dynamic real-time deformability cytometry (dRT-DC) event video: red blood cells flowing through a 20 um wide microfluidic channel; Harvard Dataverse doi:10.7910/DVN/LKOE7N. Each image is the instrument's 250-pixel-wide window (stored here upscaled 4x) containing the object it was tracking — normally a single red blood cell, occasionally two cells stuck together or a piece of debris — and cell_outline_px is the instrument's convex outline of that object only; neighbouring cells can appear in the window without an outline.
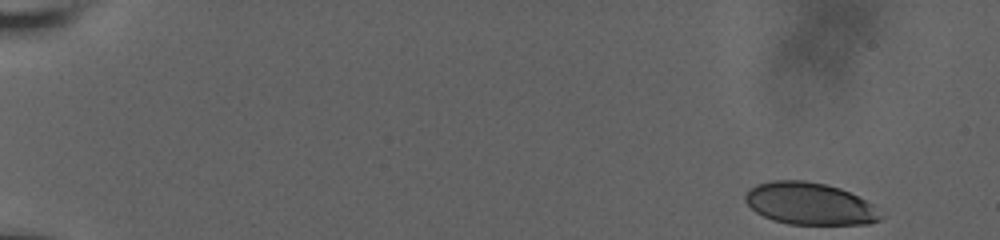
{"species": "human", "species_latin": "Homo sapiens", "temperature_condition": "room temperature", "stored_images_in_passage": 47, "camera_frame_rate_fps": 3000, "um_per_image_px": 0.085, "donor": {"sex": "male"}, "frame": {"image": 1, "passage_image": 1, "time_ms": 0.0, "image_size_px": [1000, 240], "cell_outline_px": [[884, 216], [880, 220], [868, 224], [788, 224], [772, 220], [756, 212], [744, 200], [744, 196], [748, 188], [756, 184], [772, 180], [804, 180], [824, 184], [840, 188], [872, 204]], "centroid_in_image_um": [68.79, 17.31], "position_along_channel_um": 16.2, "area_um2": 33.23}}
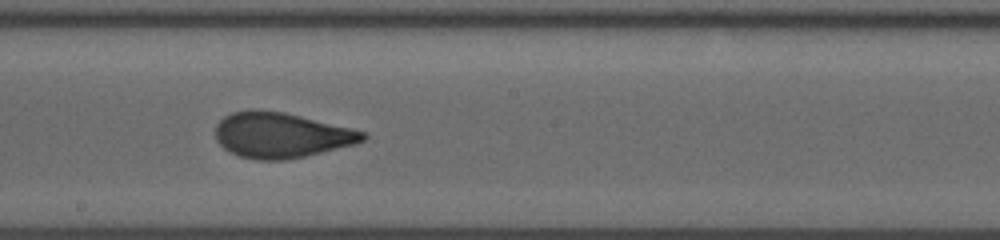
{"frame": {"image": 2, "passage_image": 26, "time_ms": 10.0, "image_size_px": [1000, 240], "cell_outline_px": [[368, 136], [364, 140], [356, 144], [304, 156], [284, 160], [256, 160], [240, 156], [228, 152], [216, 140], [216, 124], [224, 116], [232, 112], [248, 108], [252, 108], [284, 112], [352, 128], [368, 132]], "centroid_in_image_um": [23.88, 11.47], "position_along_channel_um": 224.3, "area_um2": 39.25}}
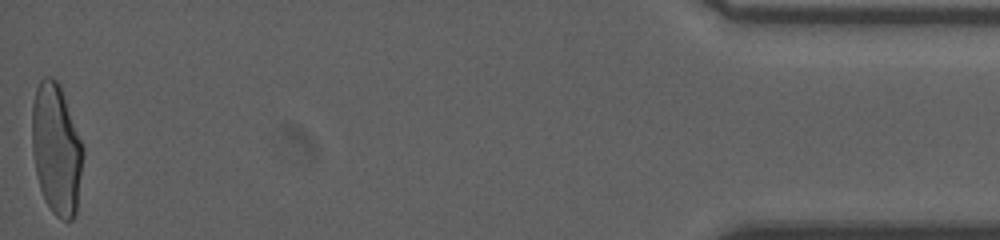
{"frame": {"image": 3, "passage_image": 47, "time_ms": 17.667, "image_size_px": [1000, 240], "cell_outline_px": [[84, 152], [76, 212], [72, 220], [64, 220], [56, 216], [52, 212], [44, 200], [40, 188], [36, 172], [32, 152], [32, 104], [36, 88], [40, 80], [44, 76], [52, 76], [60, 84], [84, 148]], "centroid_in_image_um": [4.78, 12.66], "position_along_channel_um": 430.4, "area_um2": 39.07}, "authors_computed_cell_mechanics": {"area_um2": 38.2058, "velocity_mm_per_s": 3.7767, "shape_relaxation_time_tau1_ms": 7.196, "shape_relaxation_time_tau2_ms": 0.7668, "deformation_change_tau1": 0.2108, "deformation_change_tau2": 0.0649}}